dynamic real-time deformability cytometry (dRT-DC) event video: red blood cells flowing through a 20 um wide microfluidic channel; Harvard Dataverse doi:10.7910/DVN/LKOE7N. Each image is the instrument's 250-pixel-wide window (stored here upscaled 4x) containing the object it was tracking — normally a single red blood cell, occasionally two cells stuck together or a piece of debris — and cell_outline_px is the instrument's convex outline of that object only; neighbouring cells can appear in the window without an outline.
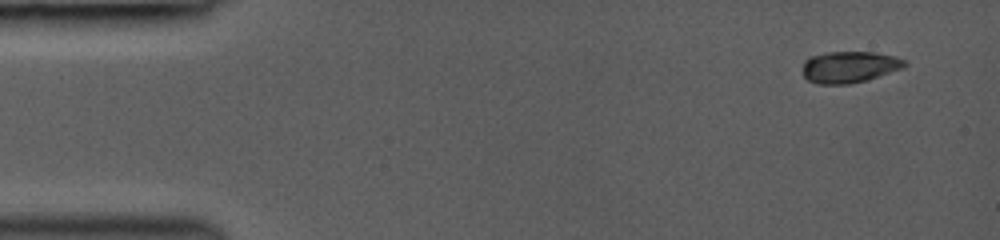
{"species": "common noctule bat (a hibernating species)", "species_latin": "Nyctalus noctula", "temperature_condition": "room temperature", "stored_images_in_passage": 23, "camera_frame_rate_fps": 3000, "um_per_image_px": 0.085, "animal": {"sex": "female", "body_mass_g": 19.0, "forearm_length_mm": 53.3}, "frame": {"image": 1, "passage_image": 1, "time_ms": 0.0, "image_size_px": [1000, 240], "cell_outline_px": [[908, 64], [904, 68], [864, 80], [848, 84], [816, 84], [808, 80], [804, 76], [804, 60], [812, 56], [828, 52], [876, 52], [896, 56], [904, 60]], "centroid_in_image_um": [72.22, 5.68], "position_along_channel_um": 12.8, "area_um2": 18.61}}